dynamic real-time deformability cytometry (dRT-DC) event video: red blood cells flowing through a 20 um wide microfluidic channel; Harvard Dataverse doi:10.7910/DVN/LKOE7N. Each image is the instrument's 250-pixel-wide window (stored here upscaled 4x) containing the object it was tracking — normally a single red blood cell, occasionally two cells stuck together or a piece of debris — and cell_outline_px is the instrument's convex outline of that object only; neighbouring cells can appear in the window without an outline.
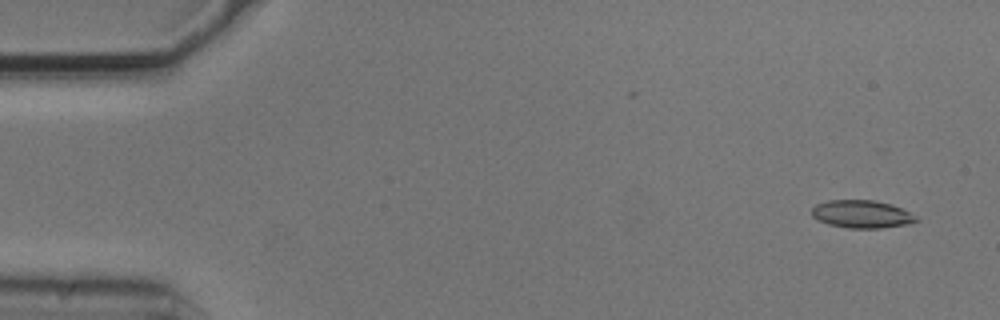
{"species": "common noctule bat (a hibernating species)", "species_latin": "Nyctalus noctula", "temperature_condition": "cold", "stored_images_in_passage": 17, "camera_frame_rate_fps": 3000, "um_per_image_px": 0.085, "animal": {"sex": "male", "body_mass_g": 20.5, "forearm_length_mm": 52.5}, "frame": {"image": 1, "passage_image": 2, "time_ms": 0.333, "image_size_px": [1000, 320], "cell_outline_px": [[920, 220], [908, 224], [880, 228], [848, 228], [828, 224], [816, 220], [812, 216], [812, 208], [816, 204], [828, 200], [876, 200], [892, 204], [916, 216]], "centroid_in_image_um": [73.23, 18.2], "position_along_channel_um": 11.8, "area_um2": 16.99}}
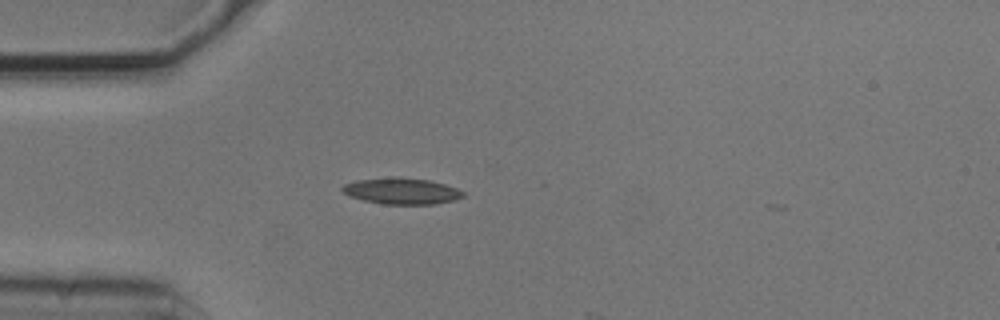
{"frame": {"image": 2, "passage_image": 14, "time_ms": 4.333, "image_size_px": [1000, 320], "cell_outline_px": [[464, 196], [452, 200], [436, 204], [384, 204], [364, 200], [348, 196], [340, 188], [344, 184], [356, 180], [400, 176], [432, 180], [456, 188], [464, 192]], "centroid_in_image_um": [34.12, 16.22], "position_along_channel_um": 50.9, "area_um2": 18.55}}